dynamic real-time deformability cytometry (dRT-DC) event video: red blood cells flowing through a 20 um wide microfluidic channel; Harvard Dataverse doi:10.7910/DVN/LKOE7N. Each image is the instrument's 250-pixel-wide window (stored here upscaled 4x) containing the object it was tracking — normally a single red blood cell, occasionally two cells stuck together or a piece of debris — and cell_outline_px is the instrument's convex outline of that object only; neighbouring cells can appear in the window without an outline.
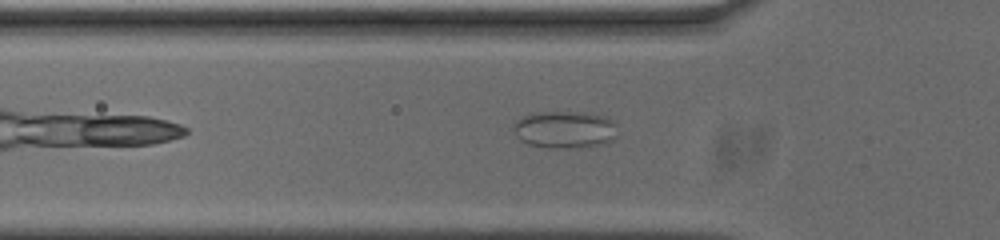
{"species": "common noctule bat (a hibernating species)", "species_latin": "Nyctalus noctula", "temperature_condition": "cold", "stored_images_in_passage": 41, "camera_frame_rate_fps": 3000, "um_per_image_px": 0.085, "animal": {"sex": "male", "body_mass_g": 20.0, "forearm_length_mm": 53.3}, "frame": {"image": 1, "passage_image": 4, "time_ms": 1.0, "image_size_px": [1000, 240], "cell_outline_px": [[616, 136], [612, 140], [600, 144], [528, 144], [520, 140], [516, 136], [512, 128], [516, 120], [520, 116], [528, 112], [584, 112], [604, 116], [612, 124]], "centroid_in_image_um": [47.89, 10.91], "position_along_channel_um": 77.9, "area_um2": 21.15}}
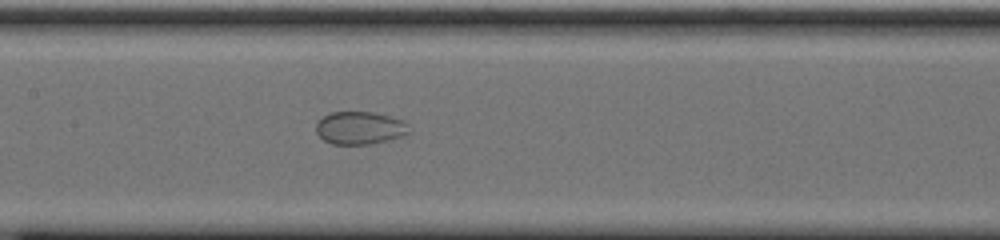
{"frame": {"image": 2, "passage_image": 12, "time_ms": 3.667, "image_size_px": [1000, 240], "cell_outline_px": [[408, 132], [400, 136], [368, 144], [332, 144], [324, 140], [316, 132], [316, 124], [324, 116], [332, 112], [376, 112], [404, 120], [408, 124]], "centroid_in_image_um": [30.57, 10.86], "position_along_channel_um": 176.8, "area_um2": 17.51}}
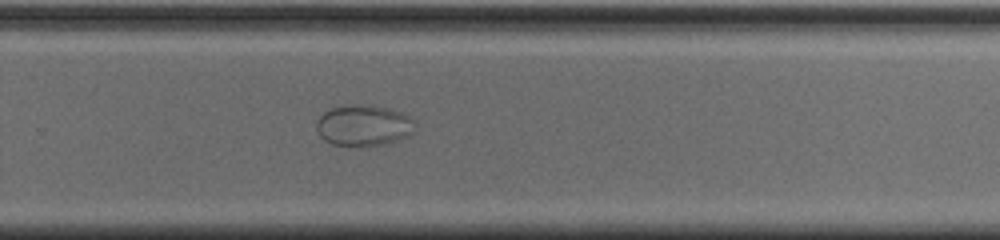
{"frame": {"image": 3, "passage_image": 22, "time_ms": 7.0, "image_size_px": [1000, 240], "cell_outline_px": [[412, 132], [408, 136], [396, 140], [380, 144], [332, 144], [324, 140], [320, 136], [316, 128], [316, 124], [320, 116], [324, 112], [332, 108], [352, 104], [372, 104], [392, 108], [408, 116], [412, 120]], "centroid_in_image_um": [30.87, 10.61], "position_along_channel_um": 298.9, "area_um2": 23.06}}